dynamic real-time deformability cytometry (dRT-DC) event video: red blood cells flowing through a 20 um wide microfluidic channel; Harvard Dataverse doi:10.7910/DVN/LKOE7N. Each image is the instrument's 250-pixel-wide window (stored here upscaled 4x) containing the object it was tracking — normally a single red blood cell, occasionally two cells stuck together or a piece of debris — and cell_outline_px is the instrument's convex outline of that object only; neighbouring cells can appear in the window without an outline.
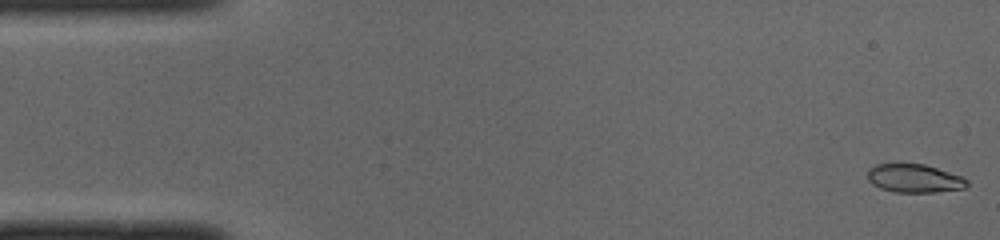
{"species": "common noctule bat (a hibernating species)", "species_latin": "Nyctalus noctula", "temperature_condition": "cold", "stored_images_in_passage": 26, "camera_frame_rate_fps": 3000, "um_per_image_px": 0.085, "animal": {"sex": "male", "body_mass_g": 19.0, "forearm_length_mm": 50.8}, "frame": {"image": 1, "passage_image": 1, "time_ms": 0.0, "image_size_px": [1000, 240], "cell_outline_px": [[968, 184], [964, 188], [932, 192], [896, 192], [880, 188], [872, 184], [868, 180], [868, 172], [876, 164], [924, 164], [960, 176], [968, 180]], "centroid_in_image_um": [77.7, 15.17], "position_along_channel_um": 7.3, "area_um2": 16.13}}
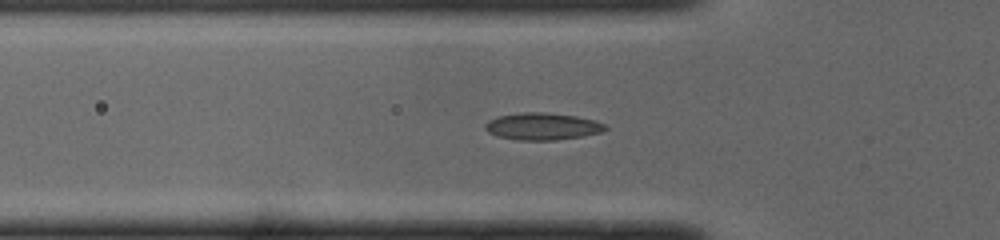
{"frame": {"image": 2, "passage_image": 16, "time_ms": 5.0, "image_size_px": [1000, 240], "cell_outline_px": [[608, 128], [600, 132], [580, 136], [556, 140], [520, 140], [496, 136], [488, 132], [484, 128], [484, 124], [488, 120], [496, 116], [524, 112], [544, 112], [576, 116], [596, 120], [604, 124]], "centroid_in_image_um": [46.06, 10.73], "position_along_channel_um": 79.7, "area_um2": 18.96}}
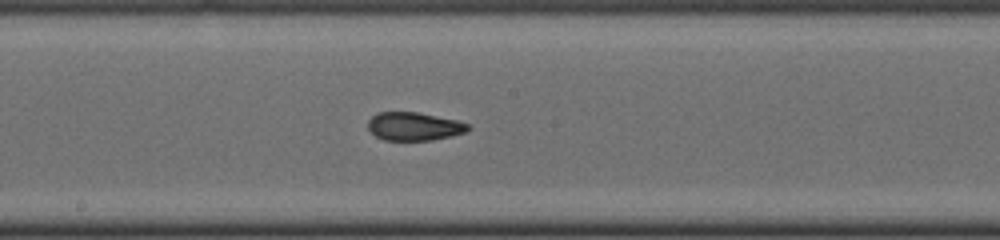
{"frame": {"image": 3, "passage_image": 26, "time_ms": 8.333, "image_size_px": [1000, 240], "cell_outline_px": [[472, 128], [464, 132], [452, 136], [432, 140], [384, 140], [376, 136], [368, 128], [368, 120], [376, 112], [416, 112], [456, 120], [468, 124]], "centroid_in_image_um": [35.18, 10.74], "position_along_channel_um": 213.0, "area_um2": 16.42}}